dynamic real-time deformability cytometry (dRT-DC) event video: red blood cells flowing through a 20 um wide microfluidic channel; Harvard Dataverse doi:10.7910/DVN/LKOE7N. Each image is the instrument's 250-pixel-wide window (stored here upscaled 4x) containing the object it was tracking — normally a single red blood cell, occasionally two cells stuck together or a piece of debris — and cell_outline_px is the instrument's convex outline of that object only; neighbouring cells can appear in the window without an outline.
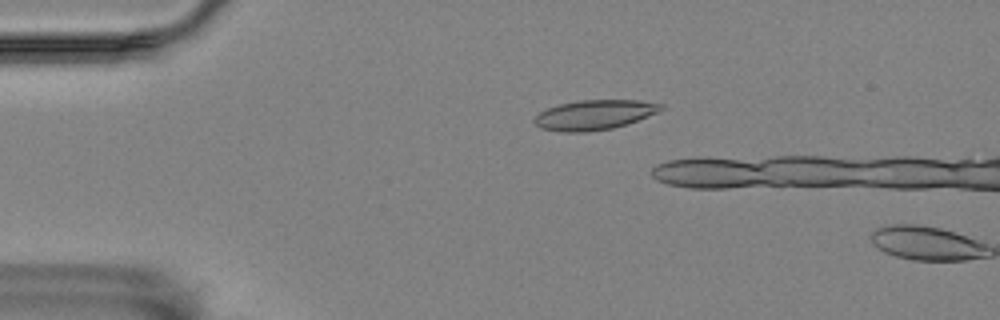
{"species": "Egyptian fruit bat (a non-hibernating species)", "species_latin": "Rousettus aegyptiacus", "temperature_condition": "room temperature", "stored_images_in_passage": 10, "camera_frame_rate_fps": 3000, "um_per_image_px": 0.085, "animal": {"sex": "female"}, "frame": {"image": 1, "passage_image": 9, "time_ms": 2.667, "image_size_px": [1000, 320], "cell_outline_px": [[664, 108], [656, 112], [636, 120], [612, 128], [588, 132], [560, 132], [540, 128], [532, 120], [540, 112], [548, 108], [560, 104], [580, 100], [640, 100], [664, 104]], "centroid_in_image_um": [50.49, 9.76], "position_along_channel_um": 34.5, "area_um2": 21.79}}